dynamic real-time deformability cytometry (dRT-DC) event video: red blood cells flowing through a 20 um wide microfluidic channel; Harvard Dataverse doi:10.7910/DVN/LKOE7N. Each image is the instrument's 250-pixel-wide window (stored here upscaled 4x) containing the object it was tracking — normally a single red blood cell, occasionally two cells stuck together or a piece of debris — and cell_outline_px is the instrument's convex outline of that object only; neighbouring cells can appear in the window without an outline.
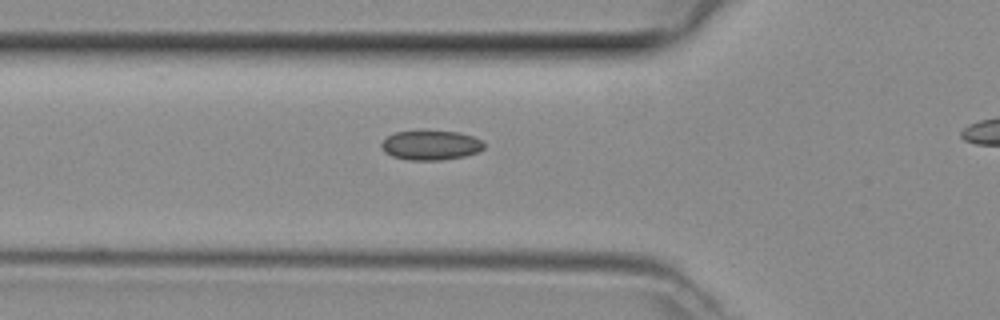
{"species": "common noctule bat (a hibernating species)", "species_latin": "Nyctalus noctula", "temperature_condition": "room temperature", "stored_images_in_passage": 27, "camera_frame_rate_fps": 3000, "um_per_image_px": 0.085, "animal": {"sex": "female", "body_mass_g": 29.2, "forearm_length_mm": 56.3}, "frame": {"image": 1, "passage_image": 2, "time_ms": 0.333, "image_size_px": [1000, 320], "cell_outline_px": [[484, 148], [480, 152], [464, 156], [440, 160], [408, 160], [392, 156], [384, 152], [380, 144], [388, 136], [396, 132], [424, 128], [460, 132], [472, 136], [480, 140], [484, 144]], "centroid_in_image_um": [36.61, 12.3], "position_along_channel_um": 89.2, "area_um2": 18.32}}
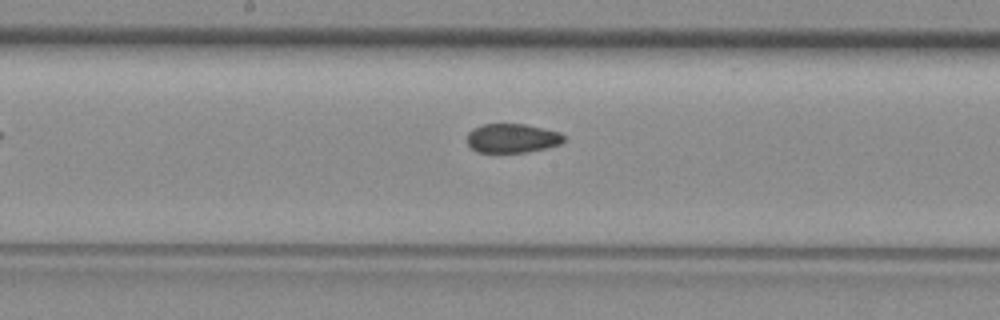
{"frame": {"image": 2, "passage_image": 10, "time_ms": 3.0, "image_size_px": [1000, 320], "cell_outline_px": [[564, 140], [560, 144], [544, 148], [524, 152], [476, 152], [468, 144], [468, 132], [472, 128], [484, 124], [524, 124], [560, 132], [564, 136]], "centroid_in_image_um": [43.51, 11.74], "position_along_channel_um": 204.7, "area_um2": 16.24}}
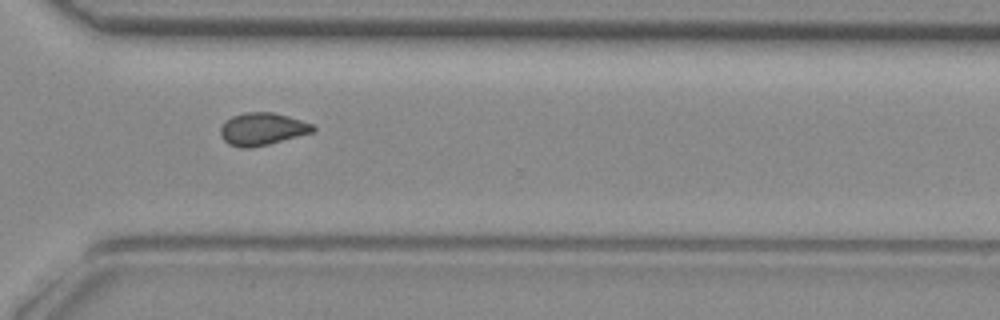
{"frame": {"image": 3, "passage_image": 20, "time_ms": 6.333, "image_size_px": [1000, 320], "cell_outline_px": [[316, 128], [312, 132], [268, 144], [252, 148], [240, 148], [228, 144], [220, 136], [220, 128], [224, 120], [232, 116], [244, 112], [272, 112], [288, 116], [312, 124]], "centroid_in_image_um": [22.23, 10.96], "position_along_channel_um": 348.4, "area_um2": 17.51}}